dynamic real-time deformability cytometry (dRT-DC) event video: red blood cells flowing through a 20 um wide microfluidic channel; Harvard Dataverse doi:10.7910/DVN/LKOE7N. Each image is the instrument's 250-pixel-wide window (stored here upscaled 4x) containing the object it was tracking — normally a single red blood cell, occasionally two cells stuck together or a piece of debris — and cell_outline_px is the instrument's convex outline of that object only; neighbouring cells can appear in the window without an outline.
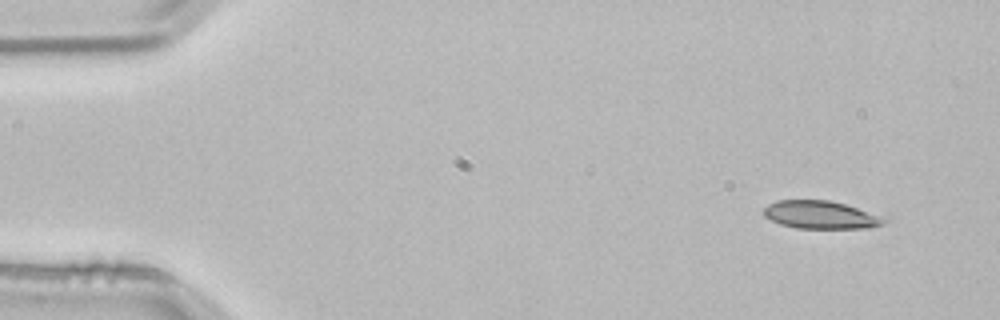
{"species": "common noctule bat (a hibernating species)", "species_latin": "Nyctalus noctula", "temperature_condition": "room temperature", "stored_images_in_passage": 3, "camera_frame_rate_fps": 3000, "um_per_image_px": 0.085, "animal": {"sex": "male", "body_mass_g": 21.5, "forearm_length_mm": 52.0}, "frame": {"image": 1, "passage_image": 1, "time_ms": 0.0, "image_size_px": [1000, 320], "cell_outline_px": [[892, 220], [884, 224], [868, 228], [796, 228], [780, 224], [764, 216], [764, 208], [768, 204], [776, 200], [828, 200], [844, 204], [888, 216]], "centroid_in_image_um": [69.86, 18.26], "position_along_channel_um": 15.1, "area_um2": 19.94}}
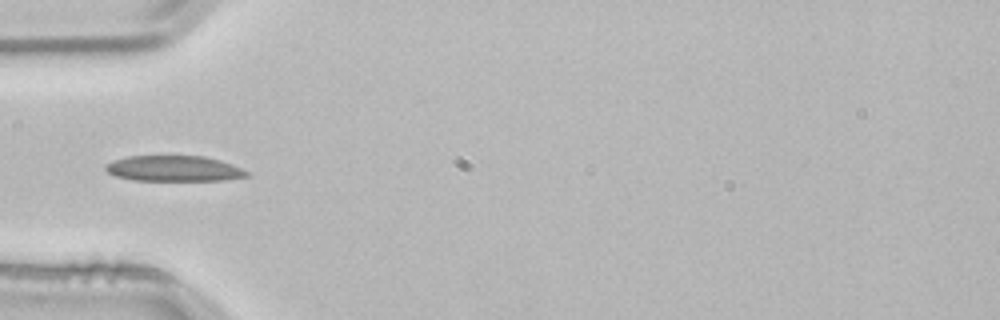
{"frame": {"image": 2, "passage_image": 3, "time_ms": 0.667, "image_size_px": [1000, 320], "cell_outline_px": [[248, 176], [228, 180], [132, 180], [116, 176], [108, 172], [104, 168], [104, 164], [112, 160], [128, 156], [204, 156], [220, 160], [232, 164], [248, 172]], "centroid_in_image_um": [14.75, 14.32], "position_along_channel_um": 70.2, "area_um2": 21.1}}